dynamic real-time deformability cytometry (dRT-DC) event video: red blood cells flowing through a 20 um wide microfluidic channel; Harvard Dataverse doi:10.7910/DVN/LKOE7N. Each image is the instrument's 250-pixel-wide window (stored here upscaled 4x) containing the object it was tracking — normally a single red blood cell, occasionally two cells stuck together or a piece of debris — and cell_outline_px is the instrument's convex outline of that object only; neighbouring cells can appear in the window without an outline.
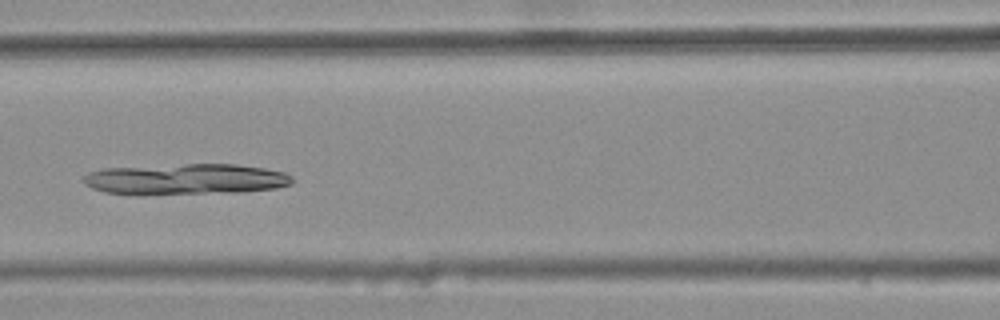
{"species": "common noctule bat (a hibernating species)", "species_latin": "Nyctalus noctula", "temperature_condition": "warm", "stored_images_in_passage": 6, "camera_frame_rate_fps": 3000, "um_per_image_px": 0.085, "animal": {"sex": "female", "body_mass_g": 25.1}, "frame": {"image": 1, "passage_image": 5, "time_ms": 1.333, "image_size_px": [1000, 320], "cell_outline_px": [[296, 180], [292, 184], [276, 188], [240, 192], [104, 192], [92, 188], [84, 184], [84, 176], [88, 172], [104, 168], [188, 164], [236, 164], [264, 168], [284, 172], [292, 176]], "centroid_in_image_um": [15.88, 15.19], "position_along_channel_um": 150.7, "area_um2": 36.41}}
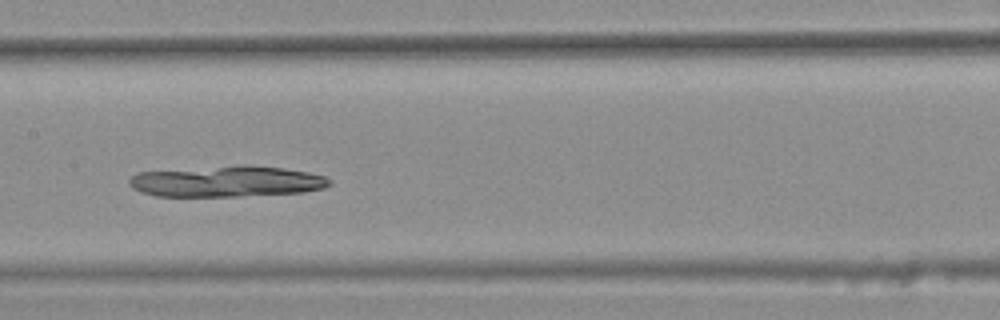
{"frame": {"image": 2, "passage_image": 6, "time_ms": 1.667, "image_size_px": [1000, 320], "cell_outline_px": [[332, 184], [324, 188], [304, 192], [240, 196], [156, 196], [140, 192], [132, 188], [128, 184], [128, 180], [136, 172], [244, 164], [248, 164], [284, 168], [308, 172], [324, 176], [332, 180]], "centroid_in_image_um": [19.27, 15.41], "position_along_channel_um": 188.1, "area_um2": 36.59}}